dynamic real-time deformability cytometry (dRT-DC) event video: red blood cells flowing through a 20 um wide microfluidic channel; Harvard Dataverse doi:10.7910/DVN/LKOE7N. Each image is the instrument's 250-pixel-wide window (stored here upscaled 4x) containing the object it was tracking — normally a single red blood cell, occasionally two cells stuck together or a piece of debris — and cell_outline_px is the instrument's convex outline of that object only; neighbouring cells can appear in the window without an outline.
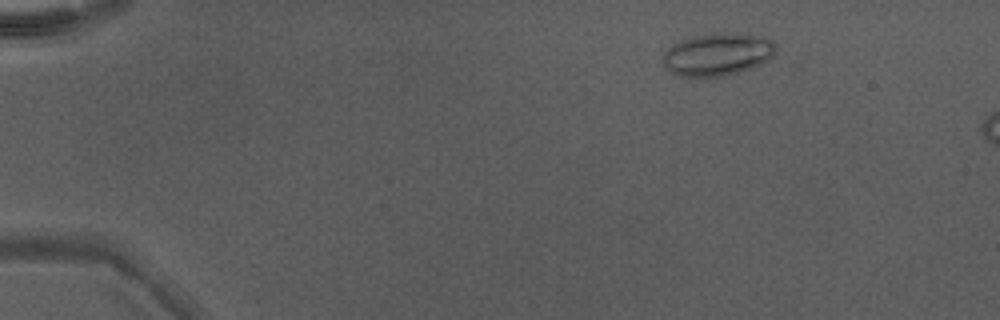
{"species": "Egyptian fruit bat (a non-hibernating species)", "species_latin": "Rousettus aegyptiacus", "temperature_condition": "warm", "stored_images_in_passage": 8, "camera_frame_rate_fps": 3000, "um_per_image_px": 0.085, "animal": {"sex": "male"}, "frame": {"image": 1, "passage_image": 2, "time_ms": 0.333, "image_size_px": [1000, 320], "cell_outline_px": [[776, 52], [768, 60], [752, 68], [724, 76], [680, 76], [664, 68], [660, 60], [664, 52], [672, 44], [680, 40], [692, 36], [764, 36], [772, 40], [776, 44]], "centroid_in_image_um": [60.94, 4.67], "position_along_channel_um": 24.1, "area_um2": 27.28}}